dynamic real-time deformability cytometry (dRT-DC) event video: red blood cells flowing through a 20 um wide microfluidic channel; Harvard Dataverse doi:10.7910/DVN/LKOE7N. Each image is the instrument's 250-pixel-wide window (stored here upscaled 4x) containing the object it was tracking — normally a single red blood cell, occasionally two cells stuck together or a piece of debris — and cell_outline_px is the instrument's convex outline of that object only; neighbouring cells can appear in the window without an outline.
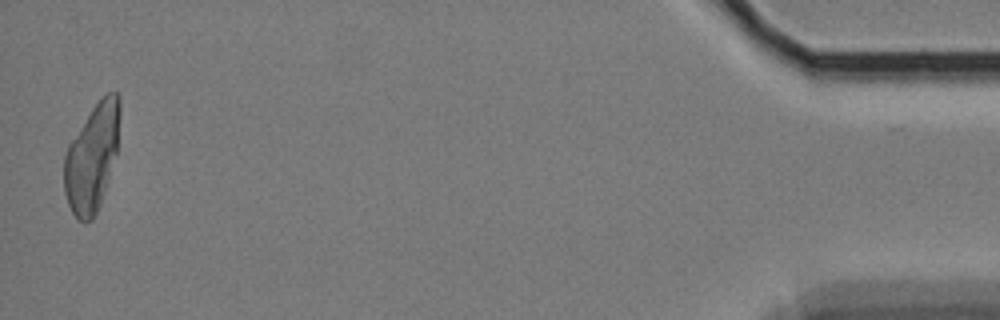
{"species": "Egyptian fruit bat (a non-hibernating species)", "species_latin": "Rousettus aegyptiacus", "temperature_condition": "cold", "stored_images_in_passage": 42, "segment_of_instrument_passage": [2, 2], "camera_frame_rate_fps": 3000, "um_per_image_px": 0.085, "animal": {"sex": "female"}, "frame": {"image": 1, "passage_image": 41, "time_ms": 13.333, "image_size_px": [1000, 320], "cell_outline_px": [[120, 116], [116, 152], [104, 192], [100, 204], [92, 220], [76, 220], [68, 204], [64, 192], [64, 156], [68, 144], [92, 108], [108, 92], [116, 92], [120, 96]], "centroid_in_image_um": [7.81, 13.39], "position_along_channel_um": 427.4, "area_um2": 34.39}}